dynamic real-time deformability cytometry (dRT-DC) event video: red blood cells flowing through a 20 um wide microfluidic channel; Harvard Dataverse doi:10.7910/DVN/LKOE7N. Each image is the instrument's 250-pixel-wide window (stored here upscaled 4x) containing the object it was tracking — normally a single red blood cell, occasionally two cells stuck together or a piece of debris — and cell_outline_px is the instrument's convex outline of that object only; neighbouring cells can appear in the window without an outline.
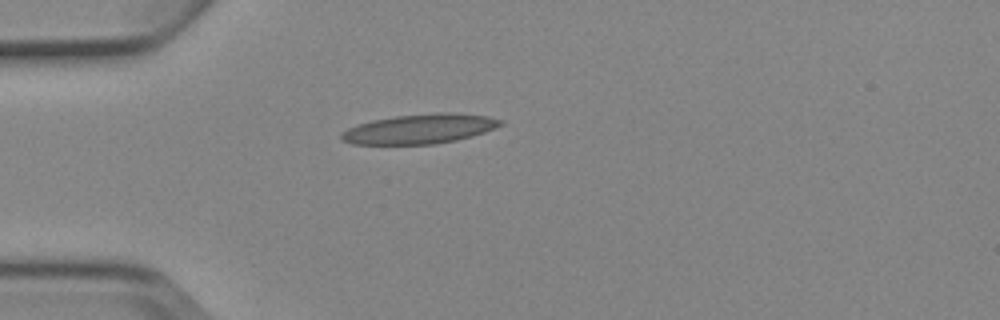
{"species": "Egyptian fruit bat (a non-hibernating species)", "species_latin": "Rousettus aegyptiacus", "temperature_condition": "cold", "stored_images_in_passage": 1, "camera_frame_rate_fps": 3000, "um_per_image_px": 0.085, "animal": {"sex": "female"}, "frame": {"image": 1, "passage_image": 1, "time_ms": 0.0, "image_size_px": [1000, 320], "cell_outline_px": [[504, 124], [484, 132], [472, 136], [456, 140], [436, 144], [352, 144], [340, 140], [340, 132], [348, 128], [372, 120], [396, 116], [436, 112], [448, 112], [488, 116], [504, 120]], "centroid_in_image_um": [35.68, 10.95], "position_along_channel_um": 49.3, "area_um2": 27.57}}